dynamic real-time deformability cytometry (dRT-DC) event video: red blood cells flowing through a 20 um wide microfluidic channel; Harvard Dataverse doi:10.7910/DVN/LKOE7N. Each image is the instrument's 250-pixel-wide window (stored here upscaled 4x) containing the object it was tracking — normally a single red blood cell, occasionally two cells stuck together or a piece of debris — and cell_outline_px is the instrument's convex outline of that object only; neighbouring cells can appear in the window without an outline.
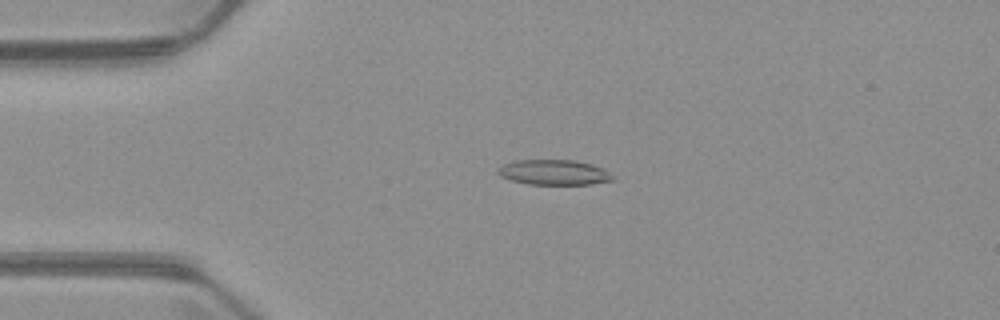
{"species": "common noctule bat (a hibernating species)", "species_latin": "Nyctalus noctula", "temperature_condition": "warm", "stored_images_in_passage": 5, "camera_frame_rate_fps": 3000, "um_per_image_px": 0.085, "animal": {"sex": "male", "body_mass_g": 23.1, "forearm_length_mm": 52.7}, "frame": {"image": 1, "passage_image": 3, "time_ms": 2.333, "image_size_px": [1000, 320], "cell_outline_px": [[616, 180], [592, 184], [528, 184], [512, 180], [500, 176], [496, 172], [496, 168], [500, 164], [512, 160], [576, 160], [592, 164], [604, 168]], "centroid_in_image_um": [47.05, 14.64], "position_along_channel_um": 38.0, "area_um2": 17.11}}
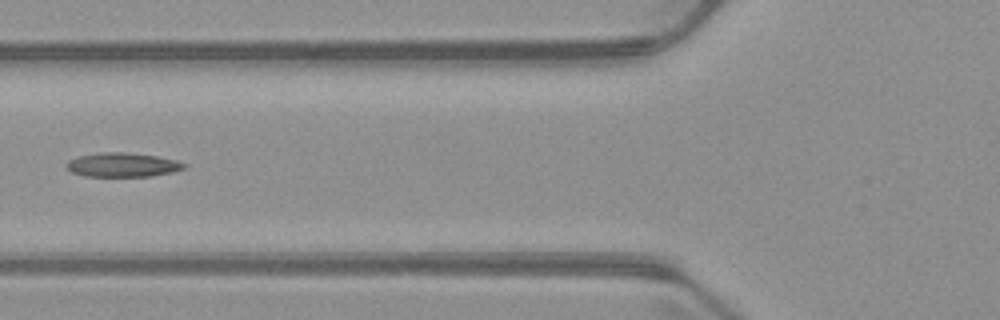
{"frame": {"image": 2, "passage_image": 5, "time_ms": 5.0, "image_size_px": [1000, 320], "cell_outline_px": [[188, 168], [172, 172], [152, 176], [84, 176], [72, 172], [64, 164], [68, 160], [76, 156], [104, 152], [124, 152], [156, 156], [176, 160], [188, 164]], "centroid_in_image_um": [10.43, 14.01], "position_along_channel_um": 115.4, "area_um2": 16.65}}